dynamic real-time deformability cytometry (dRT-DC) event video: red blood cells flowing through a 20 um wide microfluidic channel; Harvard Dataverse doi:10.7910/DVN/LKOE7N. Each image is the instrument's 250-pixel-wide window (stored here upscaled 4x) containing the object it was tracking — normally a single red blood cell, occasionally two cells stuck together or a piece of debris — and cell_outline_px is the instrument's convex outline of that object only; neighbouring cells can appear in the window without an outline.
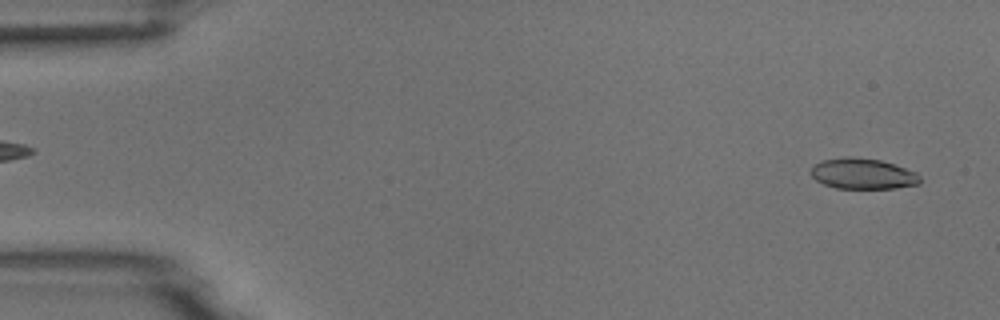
{"species": "common noctule bat (a hibernating species)", "species_latin": "Nyctalus noctula", "temperature_condition": "room temperature", "stored_images_in_passage": 5, "segment_of_instrument_passage": [2, 2], "camera_frame_rate_fps": 3000, "um_per_image_px": 0.085, "animal": {"sex": "male", "body_mass_g": 18.8}, "frame": {"image": 1, "passage_image": 5, "time_ms": 4.667, "image_size_px": [1000, 320], "cell_outline_px": [[920, 184], [896, 188], [836, 188], [824, 184], [816, 180], [812, 176], [812, 168], [816, 164], [824, 160], [848, 156], [880, 160], [916, 172], [920, 176]], "centroid_in_image_um": [73.36, 14.77], "position_along_channel_um": 11.6, "area_um2": 19.25}}